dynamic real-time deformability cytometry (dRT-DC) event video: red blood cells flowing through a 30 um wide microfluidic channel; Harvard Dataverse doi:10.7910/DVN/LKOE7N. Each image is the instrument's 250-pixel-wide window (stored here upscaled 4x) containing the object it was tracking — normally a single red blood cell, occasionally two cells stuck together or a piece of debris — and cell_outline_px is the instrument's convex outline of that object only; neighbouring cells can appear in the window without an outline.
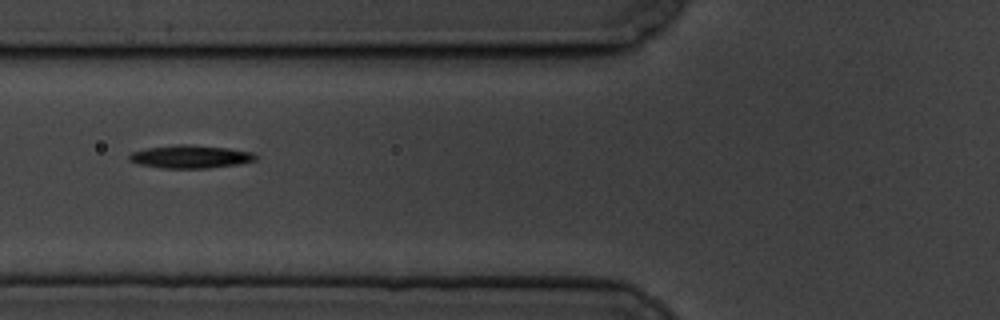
{"species": "common noctule bat (a hibernating species)", "species_latin": "Nyctalus noctula", "temperature_condition": "cold", "stored_images_in_passage": 8, "camera_frame_rate_fps": 3000, "um_per_image_px": 0.085, "animal": {"sex": "male", "body_mass_g": 19.5, "forearm_length_mm": 54.6}, "frame": {"image": 1, "passage_image": 5, "time_ms": 4.667, "image_size_px": [1000, 320], "cell_outline_px": [[256, 160], [240, 164], [208, 168], [160, 168], [140, 164], [128, 160], [128, 156], [132, 152], [148, 148], [176, 144], [188, 144], [228, 148], [252, 152], [256, 156]], "centroid_in_image_um": [16.19, 13.32], "position_along_channel_um": 109.6, "area_um2": 16.94}}
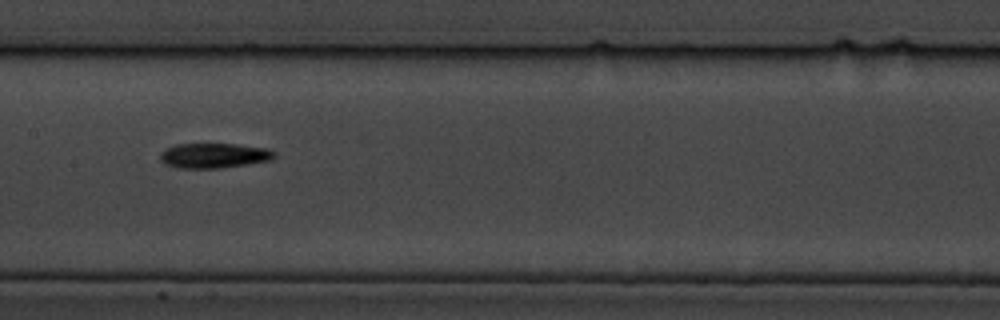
{"frame": {"image": 2, "passage_image": 7, "time_ms": 7.0, "image_size_px": [1000, 320], "cell_outline_px": [[276, 156], [272, 160], [220, 168], [176, 168], [164, 164], [160, 160], [160, 152], [164, 148], [176, 144], [236, 144], [268, 148], [276, 152]], "centroid_in_image_um": [18.17, 13.22], "position_along_channel_um": 189.2, "area_um2": 16.82}}
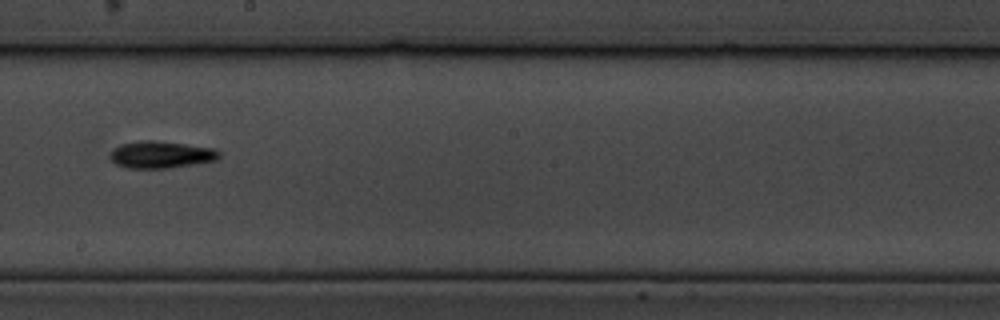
{"frame": {"image": 3, "passage_image": 8, "time_ms": 8.333, "image_size_px": [1000, 320], "cell_outline_px": [[220, 156], [216, 160], [196, 164], [168, 168], [124, 168], [116, 164], [108, 156], [112, 148], [120, 144], [140, 140], [152, 140], [184, 144], [212, 148], [220, 152]], "centroid_in_image_um": [13.63, 13.15], "position_along_channel_um": 234.6, "area_um2": 17.28}}